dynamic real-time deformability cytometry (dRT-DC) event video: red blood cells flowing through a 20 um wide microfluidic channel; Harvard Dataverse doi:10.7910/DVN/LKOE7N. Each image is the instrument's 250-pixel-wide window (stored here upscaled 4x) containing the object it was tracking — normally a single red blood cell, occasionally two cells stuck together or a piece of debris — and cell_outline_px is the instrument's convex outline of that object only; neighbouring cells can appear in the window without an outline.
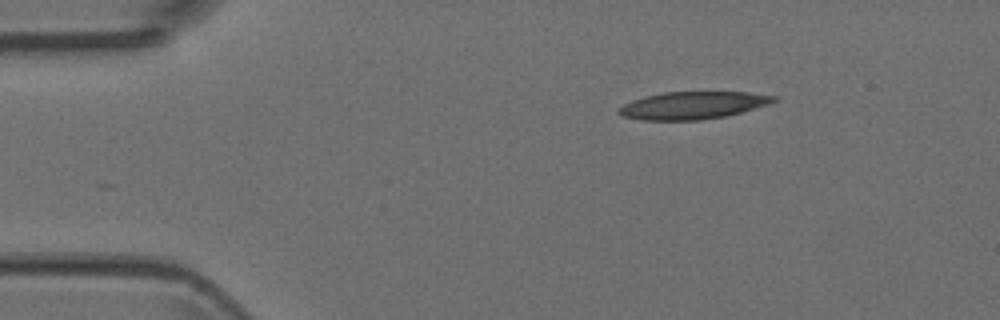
{"species": "Egyptian fruit bat (a non-hibernating species)", "species_latin": "Rousettus aegyptiacus", "temperature_condition": "room temperature", "stored_images_in_passage": 3, "camera_frame_rate_fps": 3000, "um_per_image_px": 0.085, "animal": {"sex": "female"}, "frame": {"image": 1, "passage_image": 1, "time_ms": 0.0, "image_size_px": [1000, 320], "cell_outline_px": [[780, 100], [768, 104], [740, 112], [724, 116], [700, 120], [644, 120], [624, 116], [616, 112], [616, 108], [632, 100], [644, 96], [664, 92], [748, 92], [780, 96]], "centroid_in_image_um": [58.9, 8.94], "position_along_channel_um": 26.1, "area_um2": 24.85}}
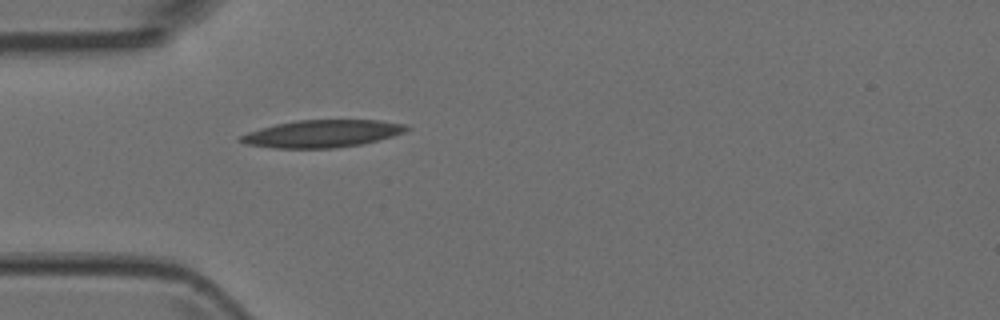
{"frame": {"image": 2, "passage_image": 3, "time_ms": 0.667, "image_size_px": [1000, 320], "cell_outline_px": [[412, 128], [404, 132], [392, 136], [360, 144], [332, 148], [276, 148], [244, 144], [236, 140], [240, 136], [248, 132], [260, 128], [276, 124], [296, 120], [380, 120], [408, 124]], "centroid_in_image_um": [27.38, 11.35], "position_along_channel_um": 57.6, "area_um2": 26.53}}